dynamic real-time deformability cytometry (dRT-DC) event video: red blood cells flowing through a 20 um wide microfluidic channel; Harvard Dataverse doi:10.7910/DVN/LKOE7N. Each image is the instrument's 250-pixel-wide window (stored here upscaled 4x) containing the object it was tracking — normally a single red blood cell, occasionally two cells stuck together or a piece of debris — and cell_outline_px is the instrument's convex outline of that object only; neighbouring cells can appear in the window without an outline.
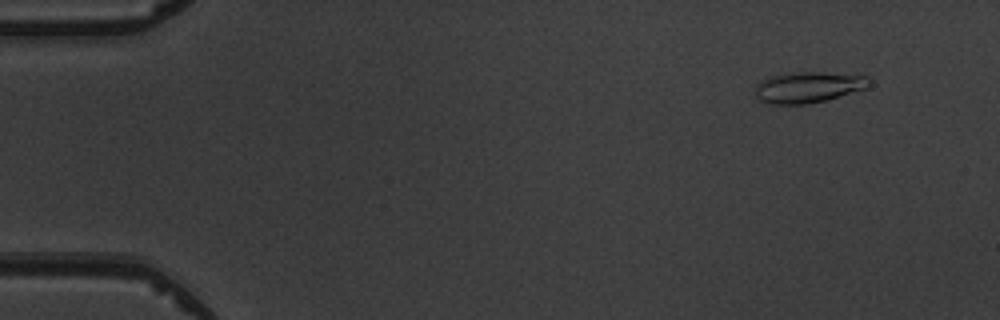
{"species": "common noctule bat (a hibernating species)", "species_latin": "Nyctalus noctula", "temperature_condition": "warm", "stored_images_in_passage": 5, "camera_frame_rate_fps": 3000, "um_per_image_px": 0.085, "animal": {"sex": "male", "body_mass_g": 19.5, "forearm_length_mm": 54.6}, "frame": {"image": 1, "passage_image": 2, "time_ms": 1.0, "image_size_px": [1000, 320], "cell_outline_px": [[872, 84], [864, 88], [828, 100], [804, 104], [772, 104], [760, 100], [756, 96], [756, 84], [760, 80], [772, 76], [796, 72], [824, 72], [868, 76], [872, 80]], "centroid_in_image_um": [68.72, 7.41], "position_along_channel_um": 16.3, "area_um2": 20.52}}